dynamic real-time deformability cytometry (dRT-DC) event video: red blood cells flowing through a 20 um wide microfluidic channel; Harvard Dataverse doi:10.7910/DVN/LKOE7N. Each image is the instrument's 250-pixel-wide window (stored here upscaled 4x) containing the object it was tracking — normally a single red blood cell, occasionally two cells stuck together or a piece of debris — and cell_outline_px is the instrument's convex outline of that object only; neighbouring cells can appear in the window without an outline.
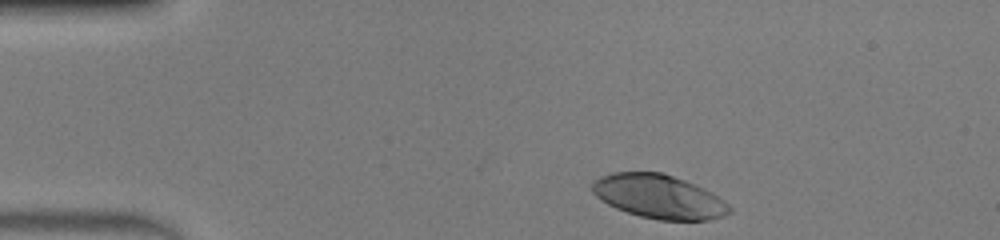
{"species": "human", "species_latin": "Homo sapiens", "temperature_condition": "warm", "stored_images_in_passage": 36, "camera_frame_rate_fps": 3000, "um_per_image_px": 0.085, "donor": {"sex": "male"}, "frame": {"image": 1, "passage_image": 1, "time_ms": 0.0, "image_size_px": [1000, 240], "cell_outline_px": [[732, 212], [724, 216], [708, 220], [660, 220], [640, 216], [616, 208], [608, 204], [596, 196], [592, 192], [592, 184], [600, 176], [612, 172], [660, 172], [684, 180], [704, 188], [712, 192], [724, 200], [732, 208]], "centroid_in_image_um": [56.03, 16.71], "position_along_channel_um": 29.0, "area_um2": 34.97}}
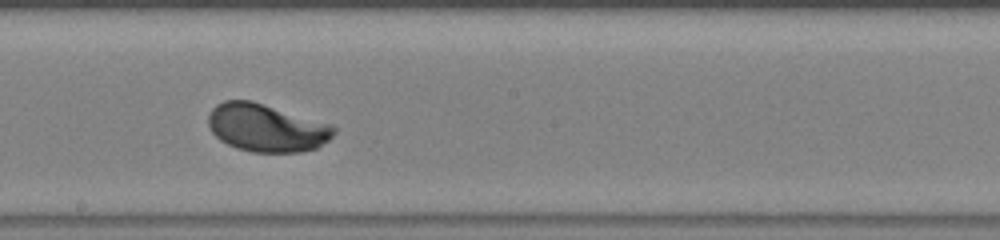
{"frame": {"image": 2, "passage_image": 20, "time_ms": 6.333, "image_size_px": [1000, 240], "cell_outline_px": [[336, 132], [328, 140], [316, 148], [300, 152], [252, 152], [236, 148], [220, 140], [212, 132], [208, 124], [208, 116], [212, 108], [216, 104], [224, 100], [252, 100], [332, 124], [336, 128]], "centroid_in_image_um": [22.65, 10.85], "position_along_channel_um": 225.6, "area_um2": 35.14}}
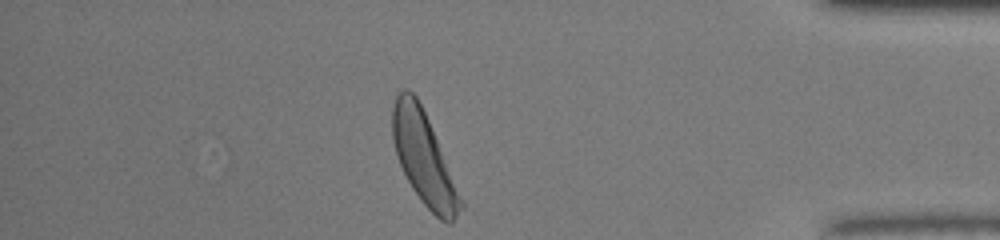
{"frame": {"image": 3, "passage_image": 35, "time_ms": 11.333, "image_size_px": [1000, 240], "cell_outline_px": [[464, 208], [452, 224], [448, 224], [440, 220], [420, 200], [412, 188], [400, 164], [392, 140], [392, 108], [396, 96], [404, 88], [408, 88], [416, 96], [428, 120], [464, 204]], "centroid_in_image_um": [36.02, 13.49], "position_along_channel_um": 399.2, "area_um2": 36.01}, "authors_computed_cell_mechanics": {"area_um2": 34.9401, "velocity_mm_per_s": 4.1663, "shape_relaxation_time_tau1_ms": 2.0555, "shape_relaxation_time_tau2_ms": null, "deformation_change_tau1": 0.1713, "deformation_change_tau2": null}}